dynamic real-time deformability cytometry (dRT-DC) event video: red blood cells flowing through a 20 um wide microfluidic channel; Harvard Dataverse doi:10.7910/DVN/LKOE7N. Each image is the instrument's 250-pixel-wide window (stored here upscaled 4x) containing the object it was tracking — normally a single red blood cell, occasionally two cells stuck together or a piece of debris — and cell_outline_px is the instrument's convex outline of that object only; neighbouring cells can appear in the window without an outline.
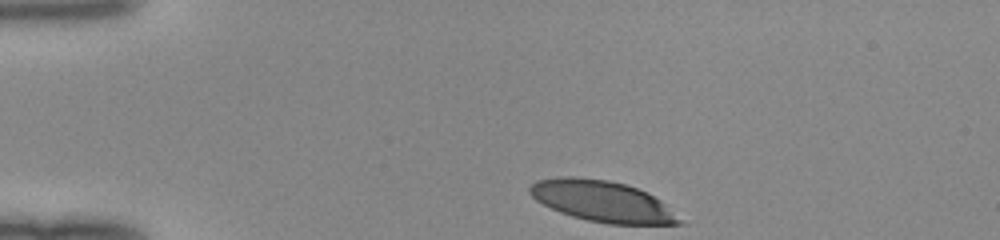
{"species": "human", "species_latin": "Homo sapiens", "temperature_condition": "room temperature", "stored_images_in_passage": 32, "camera_frame_rate_fps": 3000, "um_per_image_px": 0.085, "donor": {"sex": "female"}, "frame": {"image": 1, "passage_image": 1, "time_ms": 0.0, "image_size_px": [1000, 240], "cell_outline_px": [[688, 224], [608, 224], [588, 220], [572, 216], [560, 212], [536, 200], [528, 192], [528, 188], [536, 180], [560, 176], [572, 176], [608, 180], [624, 184], [648, 192], [660, 200], [684, 220]], "centroid_in_image_um": [51.21, 17.11], "position_along_channel_um": 33.8, "area_um2": 35.84}}
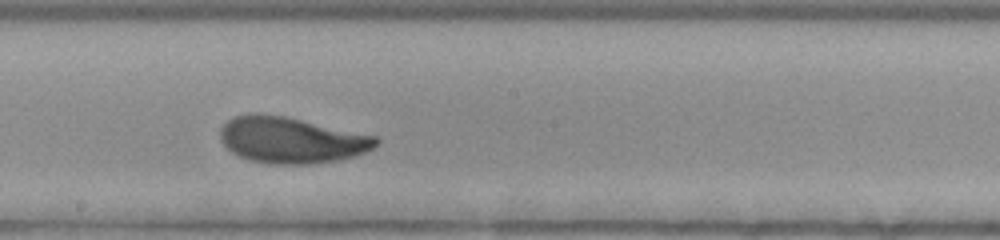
{"frame": {"image": 2, "passage_image": 19, "time_ms": 6.0, "image_size_px": [1000, 240], "cell_outline_px": [[380, 144], [376, 148], [356, 156], [336, 160], [308, 164], [272, 164], [248, 160], [232, 152], [220, 140], [220, 128], [228, 120], [236, 116], [260, 112], [284, 116], [376, 136], [380, 140]], "centroid_in_image_um": [24.78, 11.91], "position_along_channel_um": 223.4, "area_um2": 41.96}}
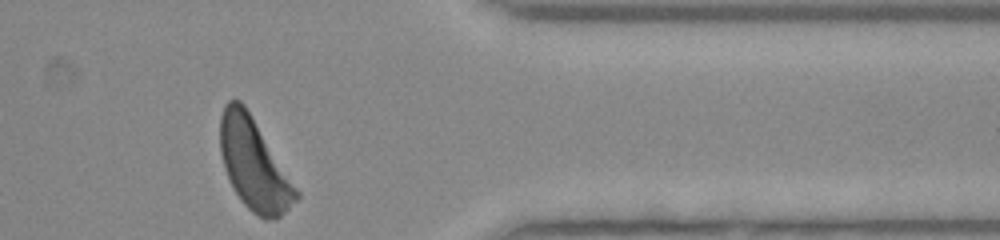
{"frame": {"image": 3, "passage_image": 32, "time_ms": 10.333, "image_size_px": [1000, 240], "cell_outline_px": [[300, 196], [276, 220], [264, 220], [256, 216], [240, 200], [224, 168], [220, 152], [220, 116], [224, 104], [228, 100], [240, 100], [244, 104], [300, 192]], "centroid_in_image_um": [21.58, 13.98], "position_along_channel_um": 389.8, "area_um2": 40.06}}